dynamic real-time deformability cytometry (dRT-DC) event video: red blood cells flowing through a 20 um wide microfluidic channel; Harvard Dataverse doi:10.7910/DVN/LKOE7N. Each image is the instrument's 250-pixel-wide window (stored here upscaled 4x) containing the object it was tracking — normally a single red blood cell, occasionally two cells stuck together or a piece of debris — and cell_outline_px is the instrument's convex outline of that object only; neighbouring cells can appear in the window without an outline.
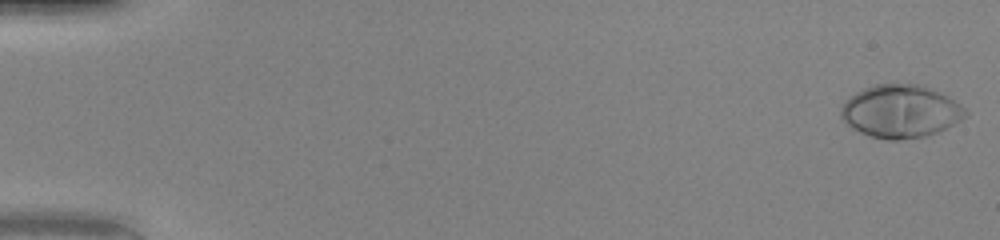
{"species": "human", "species_latin": "Homo sapiens", "temperature_condition": "warm", "stored_images_in_passage": 51, "camera_frame_rate_fps": 3000, "um_per_image_px": 0.085, "donor": {"sex": "female"}, "frame": {"image": 1, "passage_image": 1, "time_ms": 0.0, "image_size_px": [1000, 240], "cell_outline_px": [[968, 116], [936, 132], [924, 136], [900, 140], [888, 140], [872, 136], [860, 132], [852, 128], [840, 116], [840, 108], [856, 92], [864, 88], [876, 84], [924, 84], [948, 96], [960, 104], [968, 112]], "centroid_in_image_um": [76.57, 9.45], "position_along_channel_um": 8.4, "area_um2": 38.15}}
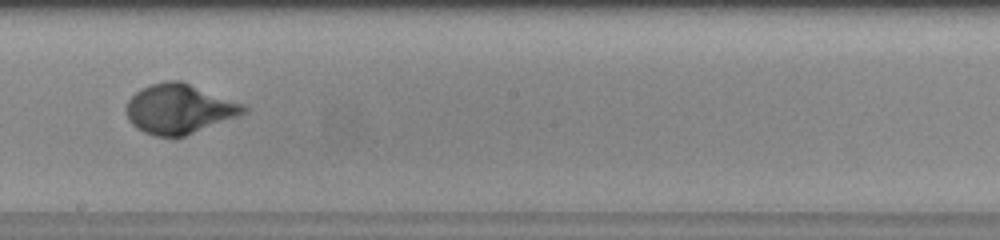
{"frame": {"image": 2, "passage_image": 30, "time_ms": 9.667, "image_size_px": [1000, 240], "cell_outline_px": [[248, 112], [240, 116], [184, 136], [156, 136], [144, 132], [136, 128], [128, 120], [124, 108], [128, 100], [140, 88], [152, 84], [168, 80], [180, 80], [244, 104], [248, 108]], "centroid_in_image_um": [15.23, 9.26], "position_along_channel_um": 233.0, "area_um2": 34.04}}
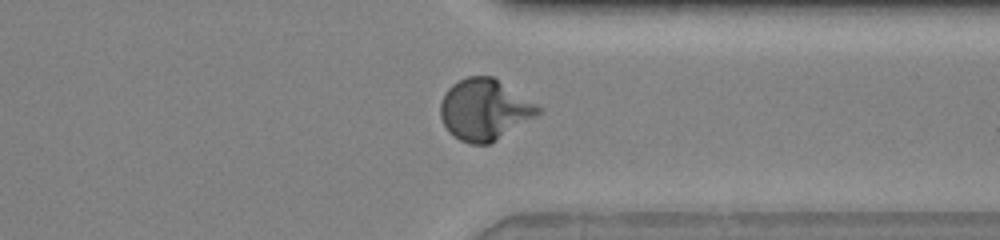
{"frame": {"image": 3, "passage_image": 40, "time_ms": 13.0, "image_size_px": [1000, 240], "cell_outline_px": [[544, 108], [536, 116], [488, 144], [472, 144], [460, 140], [452, 136], [448, 132], [440, 116], [440, 104], [444, 92], [452, 84], [468, 76], [492, 76]], "centroid_in_image_um": [41.16, 9.31], "position_along_channel_um": 370.2, "area_um2": 34.62}, "authors_computed_cell_mechanics": {"area_um2": 33.6396, "velocity_mm_per_s": 4.1211, "shape_relaxation_time_tau1_ms": 3.0497, "shape_relaxation_time_tau2_ms": null, "deformation_change_tau1": 0.2304, "deformation_change_tau2": null}}